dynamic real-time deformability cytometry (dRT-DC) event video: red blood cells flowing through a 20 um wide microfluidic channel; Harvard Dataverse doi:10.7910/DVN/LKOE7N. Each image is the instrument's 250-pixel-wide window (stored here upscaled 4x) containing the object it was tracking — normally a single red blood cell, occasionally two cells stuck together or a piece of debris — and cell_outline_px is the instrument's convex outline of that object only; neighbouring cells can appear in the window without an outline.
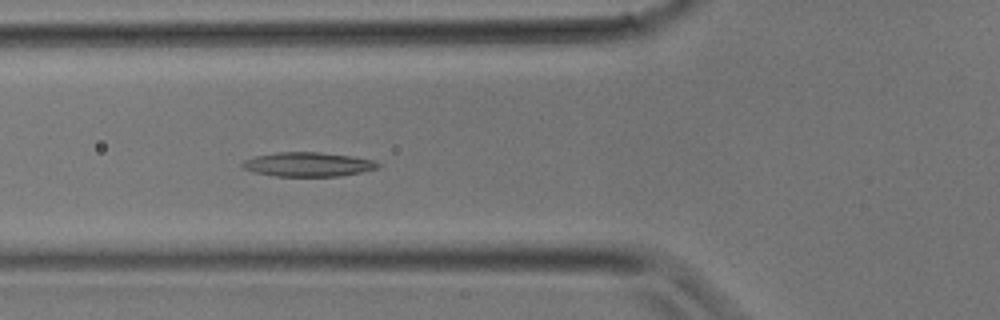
{"species": "common noctule bat (a hibernating species)", "species_latin": "Nyctalus noctula", "temperature_condition": "room temperature", "stored_images_in_passage": 4, "camera_frame_rate_fps": 3000, "um_per_image_px": 0.085, "animal": {"sex": "male", "body_mass_g": 17.9}, "frame": {"image": 1, "passage_image": 4, "time_ms": 1.0, "image_size_px": [1000, 320], "cell_outline_px": [[380, 168], [340, 176], [276, 176], [252, 172], [244, 168], [240, 164], [244, 160], [256, 156], [276, 152], [320, 152], [352, 156], [372, 160], [380, 164]], "centroid_in_image_um": [26.17, 13.97], "position_along_channel_um": 99.6, "area_um2": 19.13}}